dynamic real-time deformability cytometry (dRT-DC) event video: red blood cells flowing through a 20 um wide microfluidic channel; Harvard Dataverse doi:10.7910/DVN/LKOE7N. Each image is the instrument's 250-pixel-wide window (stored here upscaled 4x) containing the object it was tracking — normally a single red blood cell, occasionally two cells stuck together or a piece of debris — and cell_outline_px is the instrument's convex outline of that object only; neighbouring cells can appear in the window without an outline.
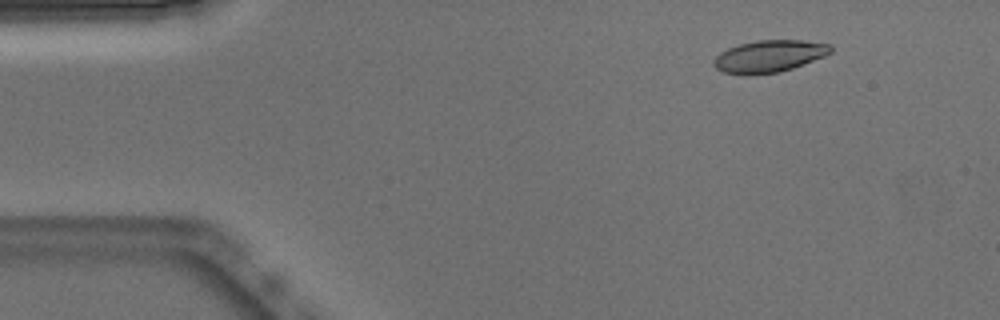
{"species": "Egyptian fruit bat (a non-hibernating species)", "species_latin": "Rousettus aegyptiacus", "temperature_condition": "warm", "stored_images_in_passage": 47, "camera_frame_rate_fps": 3000, "um_per_image_px": 0.085, "animal": {"sex": "male"}, "frame": {"image": 1, "passage_image": 1, "time_ms": 0.0, "image_size_px": [1000, 320], "cell_outline_px": [[832, 52], [824, 56], [792, 68], [780, 72], [724, 72], [716, 68], [712, 64], [712, 60], [720, 52], [728, 48], [740, 44], [756, 40], [804, 40], [832, 44]], "centroid_in_image_um": [65.42, 4.73], "position_along_channel_um": 19.6, "area_um2": 21.27}}
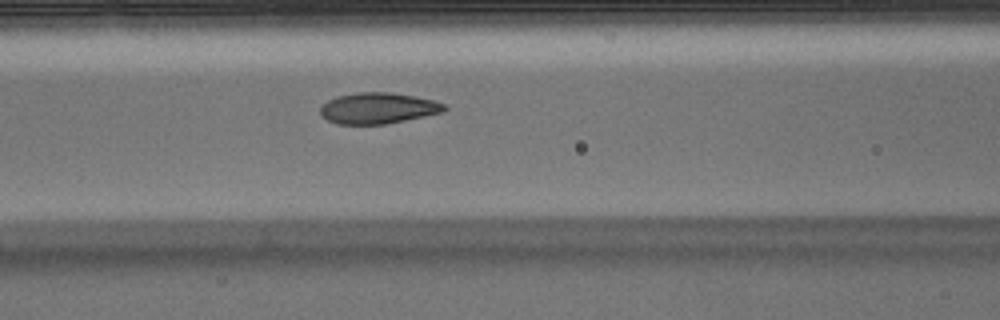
{"frame": {"image": 2, "passage_image": 16, "time_ms": 5.0, "image_size_px": [1000, 320], "cell_outline_px": [[448, 108], [444, 112], [384, 124], [336, 124], [320, 116], [320, 108], [328, 100], [336, 96], [356, 92], [392, 92], [416, 96], [432, 100], [444, 104]], "centroid_in_image_um": [32.11, 9.19], "position_along_channel_um": 134.5, "area_um2": 22.48}}
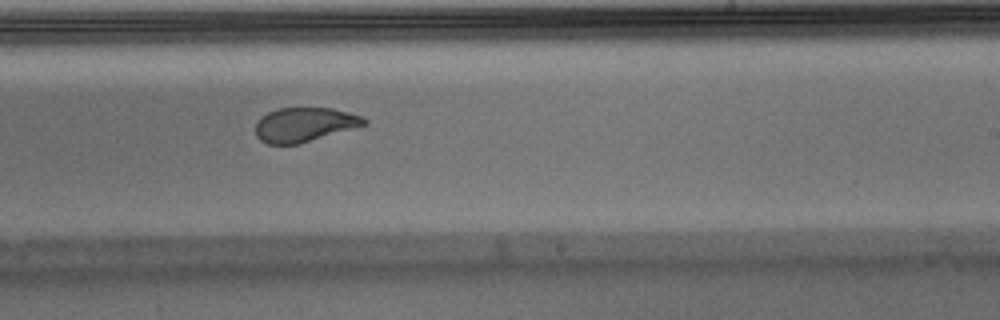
{"frame": {"image": 3, "passage_image": 26, "time_ms": 8.333, "image_size_px": [1000, 320], "cell_outline_px": [[368, 124], [296, 144], [268, 144], [260, 140], [256, 136], [256, 124], [260, 116], [268, 112], [280, 108], [332, 108], [348, 112], [360, 116], [368, 120]], "centroid_in_image_um": [25.85, 10.58], "position_along_channel_um": 263.1, "area_um2": 21.44}, "authors_computed_cell_mechanics": {"area_um2": 22.831, "velocity_mm_per_s": 3.8657, "shape_relaxation_time_tau1_ms": 4.4074, "shape_relaxation_time_tau2_ms": 0.8852, "deformation_change_tau1": 0.1654, "deformation_change_tau2": 0.0539}}